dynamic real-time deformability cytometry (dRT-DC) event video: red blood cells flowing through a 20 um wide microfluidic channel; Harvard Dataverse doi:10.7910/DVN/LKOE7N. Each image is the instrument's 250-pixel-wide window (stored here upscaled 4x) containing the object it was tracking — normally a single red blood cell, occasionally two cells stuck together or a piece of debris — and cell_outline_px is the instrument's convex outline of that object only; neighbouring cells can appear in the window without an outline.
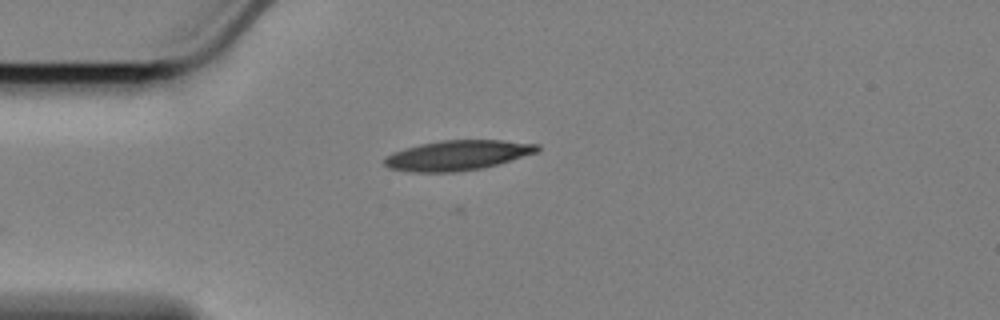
{"species": "Egyptian fruit bat (a non-hibernating species)", "species_latin": "Rousettus aegyptiacus", "temperature_condition": "cold", "stored_images_in_passage": 15, "camera_frame_rate_fps": 3000, "um_per_image_px": 0.085, "animal": {"sex": "female"}, "frame": {"image": 1, "passage_image": 1, "time_ms": 0.0, "image_size_px": [1000, 320], "cell_outline_px": [[540, 148], [536, 152], [496, 164], [480, 168], [456, 172], [408, 172], [388, 168], [384, 164], [384, 156], [392, 152], [404, 148], [420, 144], [440, 140], [504, 140], [540, 144]], "centroid_in_image_um": [38.82, 13.19], "position_along_channel_um": 46.2, "area_um2": 26.7}}
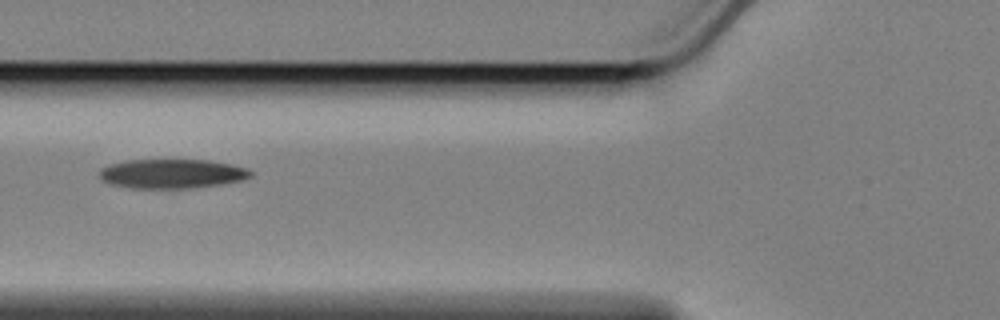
{"frame": {"image": 2, "passage_image": 8, "time_ms": 2.333, "image_size_px": [1000, 320], "cell_outline_px": [[252, 176], [240, 180], [220, 184], [188, 188], [132, 188], [112, 184], [104, 180], [100, 176], [100, 168], [112, 164], [128, 160], [208, 160], [232, 164], [248, 168], [252, 172]], "centroid_in_image_um": [14.64, 14.76], "position_along_channel_um": 111.2, "area_um2": 25.55}}
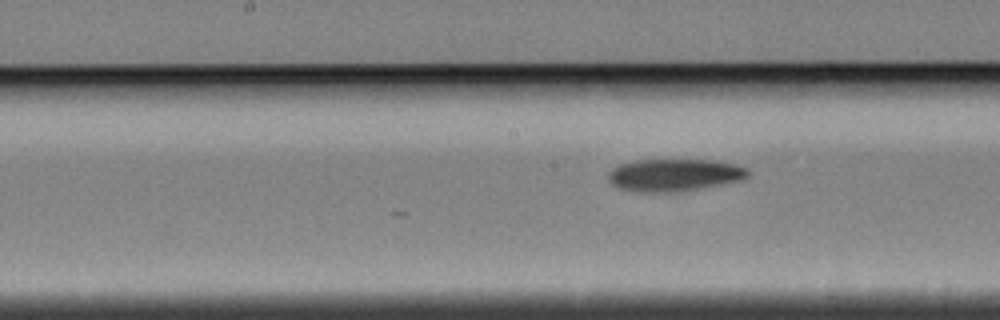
{"frame": {"image": 3, "passage_image": 15, "time_ms": 4.667, "image_size_px": [1000, 320], "cell_outline_px": [[752, 172], [748, 176], [740, 180], [684, 192], [640, 192], [620, 188], [612, 184], [608, 180], [608, 172], [612, 168], [620, 164], [636, 160], [712, 160], [736, 164], [748, 168]], "centroid_in_image_um": [57.34, 14.88], "position_along_channel_um": 190.9, "area_um2": 26.59}}